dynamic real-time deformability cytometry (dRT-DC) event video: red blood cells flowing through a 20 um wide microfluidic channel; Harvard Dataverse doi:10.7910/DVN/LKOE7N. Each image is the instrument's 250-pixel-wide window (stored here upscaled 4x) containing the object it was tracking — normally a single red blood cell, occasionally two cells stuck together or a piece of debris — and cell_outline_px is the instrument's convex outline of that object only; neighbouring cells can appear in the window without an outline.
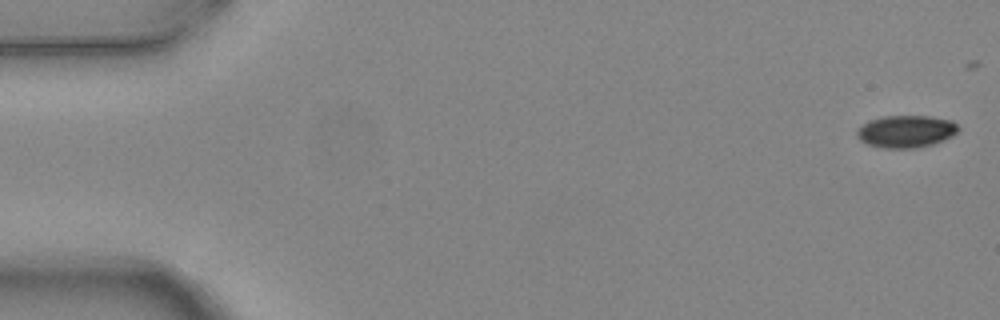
{"species": "common noctule bat (a hibernating species)", "species_latin": "Nyctalus noctula", "temperature_condition": "warm", "stored_images_in_passage": 5, "camera_frame_rate_fps": 3000, "um_per_image_px": 0.085, "animal": {"sex": "female", "body_mass_g": 24.6, "forearm_length_mm": 56.2}, "frame": {"image": 1, "passage_image": 1, "time_ms": 0.0, "image_size_px": [1000, 320], "cell_outline_px": [[960, 128], [952, 136], [944, 140], [932, 144], [916, 148], [880, 148], [868, 144], [860, 140], [856, 136], [856, 128], [872, 120], [884, 116], [932, 116], [952, 120]], "centroid_in_image_um": [77.01, 11.17], "position_along_channel_um": 8.0, "area_um2": 19.13}}
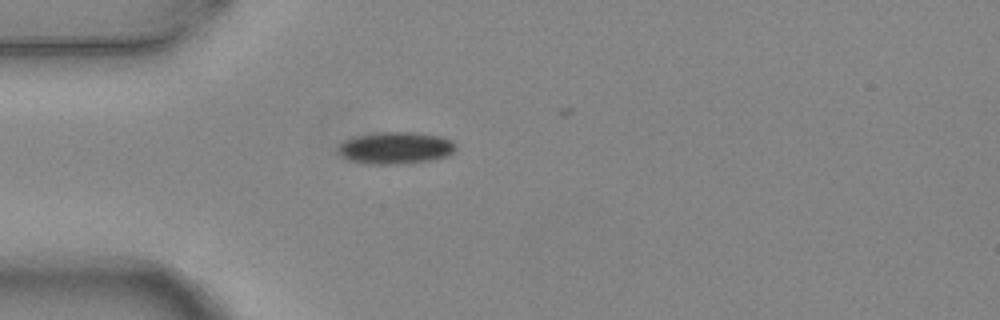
{"frame": {"image": 2, "passage_image": 5, "time_ms": 1.333, "image_size_px": [1000, 320], "cell_outline_px": [[456, 148], [448, 156], [436, 160], [400, 164], [368, 164], [348, 160], [340, 156], [336, 152], [336, 148], [344, 140], [352, 136], [380, 132], [412, 132], [440, 136], [452, 140], [456, 144]], "centroid_in_image_um": [33.59, 12.58], "position_along_channel_um": 51.4, "area_um2": 22.43}}